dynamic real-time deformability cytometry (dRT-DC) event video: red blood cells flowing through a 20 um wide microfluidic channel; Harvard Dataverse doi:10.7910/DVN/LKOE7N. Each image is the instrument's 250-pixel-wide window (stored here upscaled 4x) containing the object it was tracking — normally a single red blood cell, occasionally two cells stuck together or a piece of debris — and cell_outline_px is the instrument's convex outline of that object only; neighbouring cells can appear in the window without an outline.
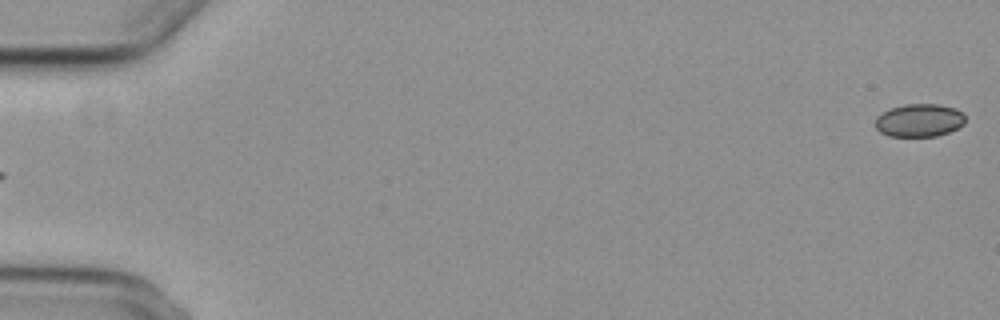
{"species": "common noctule bat (a hibernating species)", "species_latin": "Nyctalus noctula", "temperature_condition": "cold", "stored_images_in_passage": 5, "segment_of_instrument_passage": [2, 2], "camera_frame_rate_fps": 3000, "um_per_image_px": 0.085, "animal": {"sex": "female", "body_mass_g": 29.2, "forearm_length_mm": 56.3}, "frame": {"image": 1, "passage_image": 5, "time_ms": 5.333, "image_size_px": [1000, 320], "cell_outline_px": [[964, 124], [948, 132], [936, 136], [888, 136], [880, 132], [876, 128], [876, 116], [892, 108], [908, 104], [940, 104], [956, 108], [964, 112]], "centroid_in_image_um": [78.16, 10.22], "position_along_channel_um": 6.8, "area_um2": 17.22}}